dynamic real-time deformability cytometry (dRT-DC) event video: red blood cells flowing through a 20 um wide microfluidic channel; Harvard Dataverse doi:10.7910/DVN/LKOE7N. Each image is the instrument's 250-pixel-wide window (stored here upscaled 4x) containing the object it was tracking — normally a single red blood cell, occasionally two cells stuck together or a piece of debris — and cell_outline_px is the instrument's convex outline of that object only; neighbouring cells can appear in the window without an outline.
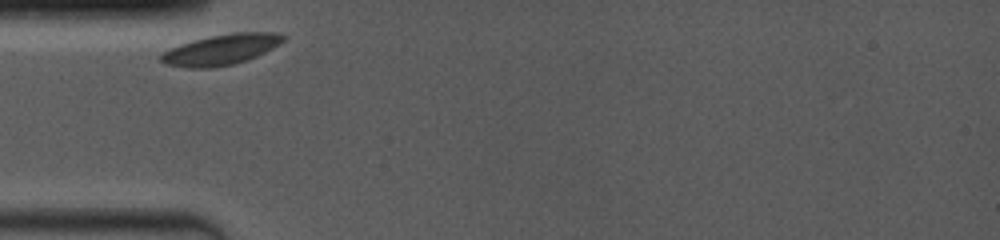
{"species": "common noctule bat (a hibernating species)", "species_latin": "Nyctalus noctula", "temperature_condition": "room temperature", "stored_images_in_passage": 14, "camera_frame_rate_fps": 4000, "um_per_image_px": 0.085, "animal": {"sex": "female", "body_mass_g": 19.0, "forearm_length_mm": 53.3}, "frame": {"image": 1, "passage_image": 1, "time_ms": 0.0, "image_size_px": [1000, 240], "cell_outline_px": [[284, 40], [280, 44], [256, 56], [232, 64], [212, 68], [188, 68], [164, 64], [160, 60], [160, 56], [164, 52], [180, 44], [192, 40], [232, 32], [280, 32], [284, 36]], "centroid_in_image_um": [18.79, 4.21], "position_along_channel_um": 66.2, "area_um2": 21.62}}
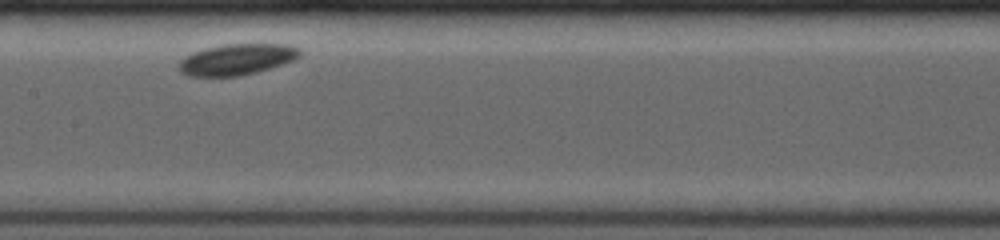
{"frame": {"image": 2, "passage_image": 8, "time_ms": 3.5, "image_size_px": [1000, 240], "cell_outline_px": [[300, 56], [292, 60], [256, 72], [236, 76], [188, 76], [180, 72], [180, 60], [184, 56], [208, 48], [224, 44], [288, 44], [300, 48]], "centroid_in_image_um": [20.13, 5.04], "position_along_channel_um": 187.3, "area_um2": 21.5}}
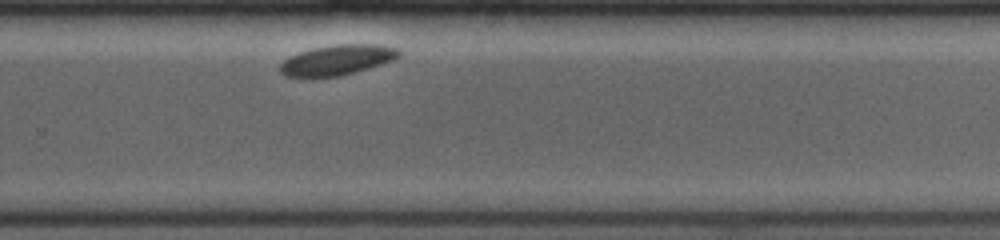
{"frame": {"image": 3, "passage_image": 14, "time_ms": 6.75, "image_size_px": [1000, 240], "cell_outline_px": [[400, 56], [392, 60], [356, 72], [340, 76], [284, 76], [280, 72], [280, 64], [284, 60], [300, 52], [316, 48], [336, 44], [376, 44], [396, 48], [400, 52]], "centroid_in_image_um": [28.68, 5.09], "position_along_channel_um": 301.1, "area_um2": 20.46}}